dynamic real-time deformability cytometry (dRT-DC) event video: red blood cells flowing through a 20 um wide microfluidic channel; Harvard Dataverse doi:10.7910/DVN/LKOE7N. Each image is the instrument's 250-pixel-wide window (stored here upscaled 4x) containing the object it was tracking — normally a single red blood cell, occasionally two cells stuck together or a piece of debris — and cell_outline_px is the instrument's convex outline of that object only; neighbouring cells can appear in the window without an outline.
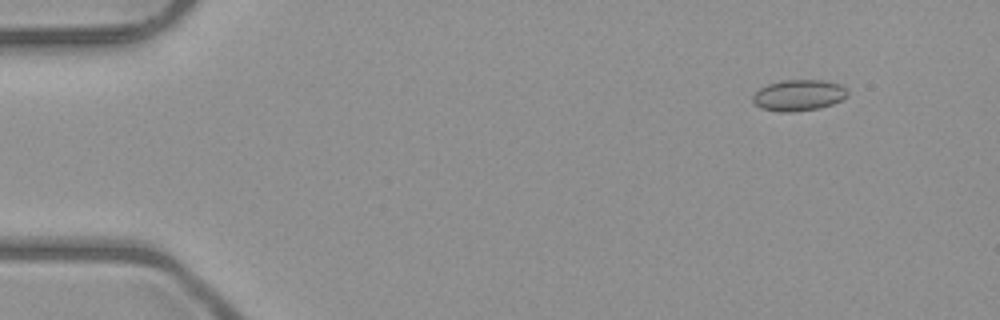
{"species": "common noctule bat (a hibernating species)", "species_latin": "Nyctalus noctula", "temperature_condition": "room temperature", "stored_images_in_passage": 5, "camera_frame_rate_fps": 3000, "um_per_image_px": 0.085, "animal": {"sex": "male", "body_mass_g": 23.1, "forearm_length_mm": 52.7}, "frame": {"image": 1, "passage_image": 2, "time_ms": 1.0, "image_size_px": [1000, 320], "cell_outline_px": [[848, 92], [840, 100], [832, 104], [820, 108], [792, 112], [780, 112], [760, 108], [752, 100], [752, 96], [760, 88], [768, 84], [784, 80], [820, 80], [840, 84]], "centroid_in_image_um": [67.85, 8.1], "position_along_channel_um": 17.2, "area_um2": 16.99}}